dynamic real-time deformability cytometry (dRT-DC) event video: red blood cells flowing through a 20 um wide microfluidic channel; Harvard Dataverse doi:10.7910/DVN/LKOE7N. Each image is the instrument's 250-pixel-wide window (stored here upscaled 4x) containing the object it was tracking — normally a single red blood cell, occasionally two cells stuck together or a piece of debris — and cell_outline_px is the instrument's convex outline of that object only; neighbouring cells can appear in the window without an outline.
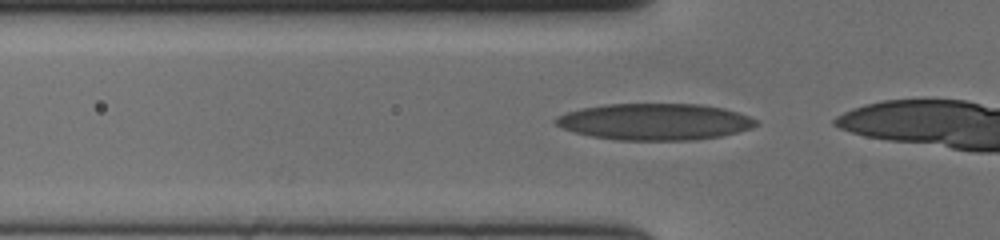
{"species": "human", "species_latin": "Homo sapiens", "temperature_condition": "cold", "stored_images_in_passage": 23, "camera_frame_rate_fps": 3000, "um_per_image_px": 0.085, "donor": {"sex": "female"}, "frame": {"image": 1, "passage_image": 14, "time_ms": 4.333, "image_size_px": [1000, 240], "cell_outline_px": [[760, 124], [752, 128], [740, 132], [724, 136], [692, 140], [616, 140], [592, 136], [572, 132], [556, 124], [552, 120], [556, 116], [568, 112], [584, 108], [604, 104], [700, 104], [724, 108], [740, 112], [756, 120]], "centroid_in_image_um": [55.7, 10.35], "position_along_channel_um": 70.1, "area_um2": 42.95}}
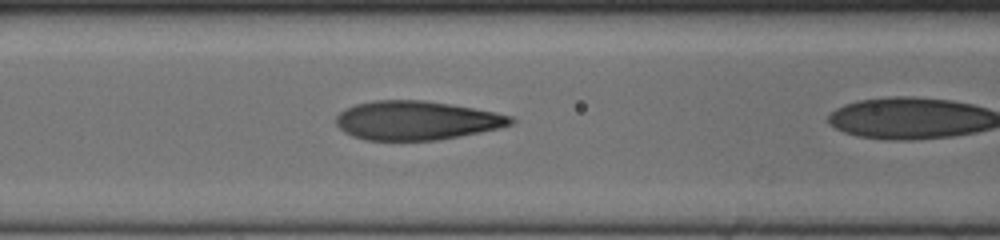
{"frame": {"image": 2, "passage_image": 19, "time_ms": 6.0, "image_size_px": [1000, 240], "cell_outline_px": [[516, 120], [512, 124], [496, 128], [436, 140], [364, 140], [352, 136], [344, 132], [336, 124], [336, 116], [344, 108], [356, 104], [372, 100], [424, 100], [472, 108], [512, 116]], "centroid_in_image_um": [35.32, 10.23], "position_along_channel_um": 131.3, "area_um2": 39.25}}
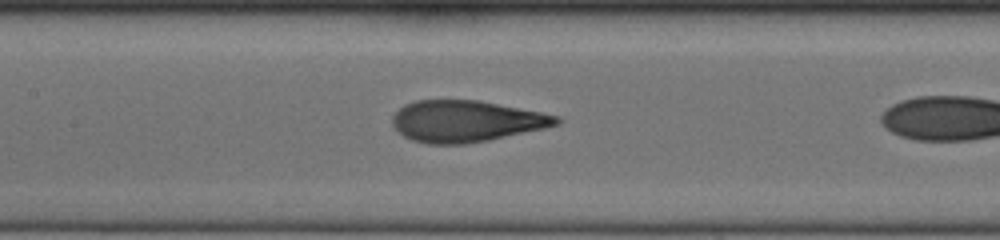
{"frame": {"image": 3, "passage_image": 22, "time_ms": 7.0, "image_size_px": [1000, 240], "cell_outline_px": [[560, 124], [544, 128], [488, 140], [464, 144], [428, 144], [412, 140], [404, 136], [392, 124], [392, 116], [404, 104], [416, 100], [476, 100], [540, 112], [560, 116]], "centroid_in_image_um": [39.59, 10.3], "position_along_channel_um": 167.8, "area_um2": 39.3}}